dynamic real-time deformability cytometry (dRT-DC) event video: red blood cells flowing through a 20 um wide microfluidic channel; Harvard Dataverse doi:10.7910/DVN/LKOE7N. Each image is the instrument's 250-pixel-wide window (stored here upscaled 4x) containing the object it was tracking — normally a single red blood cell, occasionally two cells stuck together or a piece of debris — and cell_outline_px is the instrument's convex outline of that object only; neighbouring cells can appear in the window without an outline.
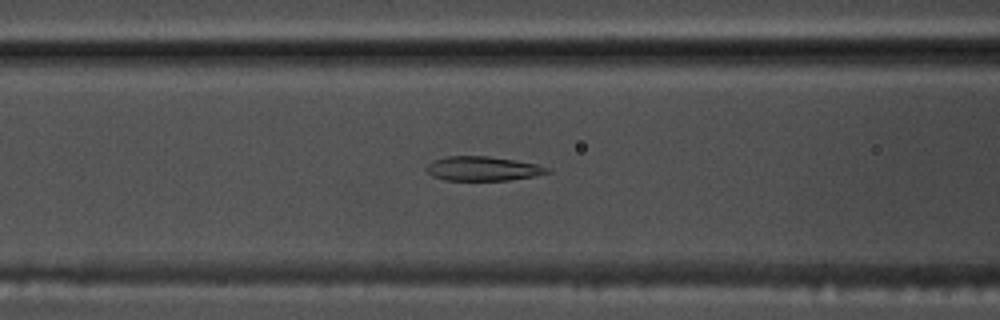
{"species": "common noctule bat (a hibernating species)", "species_latin": "Nyctalus noctula", "temperature_condition": "warm", "stored_images_in_passage": 54, "camera_frame_rate_fps": 3000, "um_per_image_px": 0.085, "animal": {"sex": "male", "body_mass_g": 17.5, "forearm_length_mm": 52.3}, "frame": {"image": 1, "passage_image": 22, "time_ms": 7.0, "image_size_px": [1000, 320], "cell_outline_px": [[552, 172], [536, 176], [508, 180], [444, 180], [432, 176], [424, 168], [432, 160], [448, 156], [488, 156], [536, 164], [548, 168]], "centroid_in_image_um": [41.01, 14.34], "position_along_channel_um": 125.6, "area_um2": 17.11}}
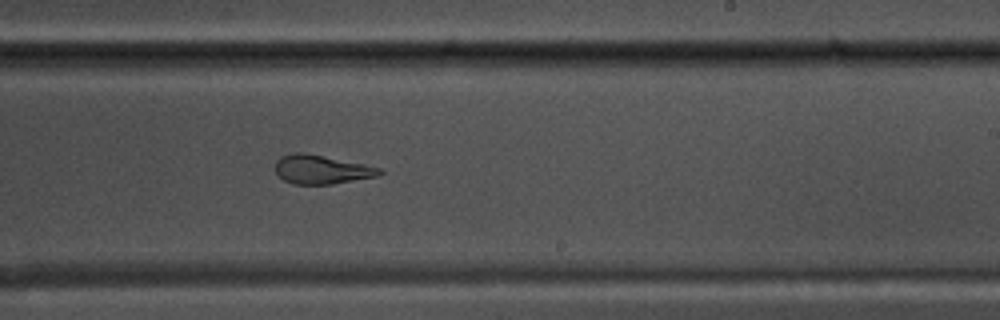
{"frame": {"image": 2, "passage_image": 33, "time_ms": 10.667, "image_size_px": [1000, 320], "cell_outline_px": [[384, 172], [380, 176], [332, 184], [292, 184], [284, 180], [276, 172], [276, 160], [280, 156], [292, 152], [304, 152], [364, 164], [380, 168]], "centroid_in_image_um": [27.33, 14.4], "position_along_channel_um": 261.7, "area_um2": 17.63}}
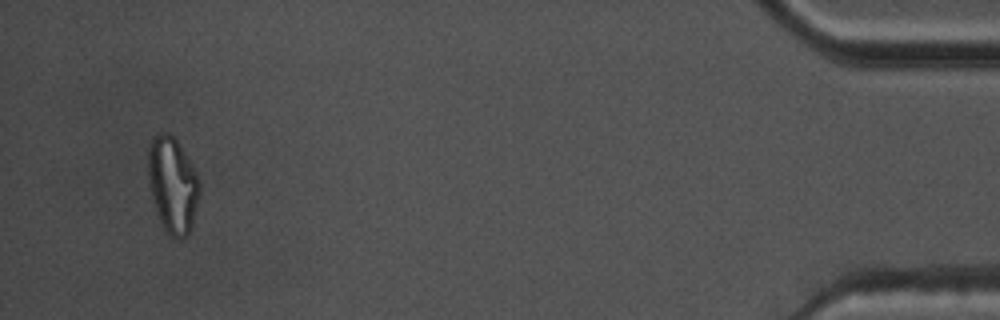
{"frame": {"image": 3, "passage_image": 52, "time_ms": 17.0, "image_size_px": [1000, 320], "cell_outline_px": [[200, 192], [188, 236], [176, 240], [168, 236], [160, 220], [152, 200], [148, 184], [148, 144], [160, 132], [168, 132], [176, 140], [184, 152], [196, 172], [200, 184]], "centroid_in_image_um": [14.65, 15.74], "position_along_channel_um": 420.5, "area_um2": 28.73}, "authors_computed_cell_mechanics": {"area_um2": 20.2011, "velocity_mm_per_s": 3.7282, "shape_relaxation_time_tau1_ms": null, "shape_relaxation_time_tau2_ms": 1.5786, "deformation_change_tau1": null, "deformation_change_tau2": 0.0861}}